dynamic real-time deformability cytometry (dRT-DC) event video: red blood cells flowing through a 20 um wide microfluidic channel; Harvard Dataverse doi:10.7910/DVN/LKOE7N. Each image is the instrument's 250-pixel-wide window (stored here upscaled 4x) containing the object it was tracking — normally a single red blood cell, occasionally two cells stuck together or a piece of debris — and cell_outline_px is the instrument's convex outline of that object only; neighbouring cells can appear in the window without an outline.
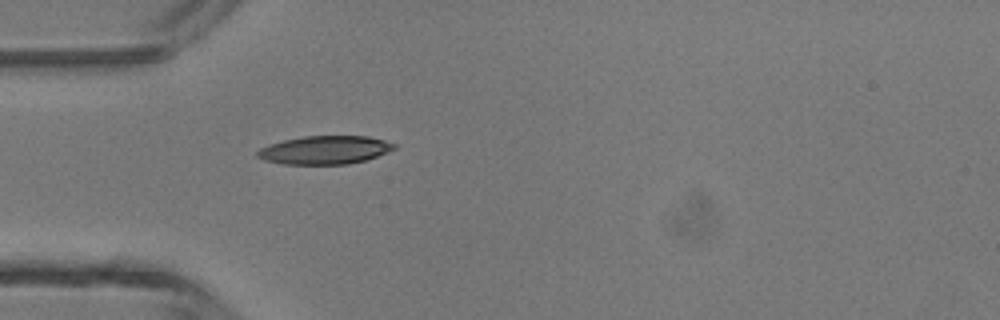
{"species": "common noctule bat (a hibernating species)", "species_latin": "Nyctalus noctula", "temperature_condition": "room temperature", "stored_images_in_passage": 1, "camera_frame_rate_fps": 3000, "um_per_image_px": 0.085, "animal": {"sex": "male", "body_mass_g": 13.3}, "frame": {"image": 1, "passage_image": 1, "time_ms": 0.0, "image_size_px": [1000, 320], "cell_outline_px": [[396, 148], [376, 156], [364, 160], [348, 164], [284, 164], [264, 160], [256, 156], [256, 152], [260, 148], [284, 140], [304, 136], [368, 136], [384, 140], [396, 144]], "centroid_in_image_um": [27.6, 12.75], "position_along_channel_um": 57.4, "area_um2": 22.37}}